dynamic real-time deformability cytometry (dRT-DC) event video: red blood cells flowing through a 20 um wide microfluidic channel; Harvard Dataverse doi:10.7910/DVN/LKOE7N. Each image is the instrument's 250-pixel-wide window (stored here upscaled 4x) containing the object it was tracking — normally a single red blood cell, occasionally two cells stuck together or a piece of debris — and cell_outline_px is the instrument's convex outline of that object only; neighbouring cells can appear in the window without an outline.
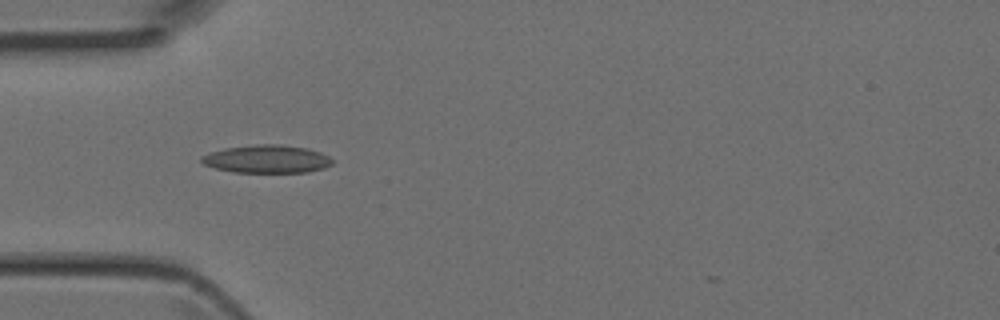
{"species": "Egyptian fruit bat (a non-hibernating species)", "species_latin": "Rousettus aegyptiacus", "temperature_condition": "room temperature", "stored_images_in_passage": 4, "camera_frame_rate_fps": 3000, "um_per_image_px": 0.085, "animal": {"sex": "female"}, "frame": {"image": 1, "passage_image": 3, "time_ms": 0.667, "image_size_px": [1000, 320], "cell_outline_px": [[332, 164], [324, 168], [308, 172], [232, 172], [216, 168], [204, 164], [200, 160], [200, 156], [208, 152], [224, 148], [256, 144], [280, 144], [308, 148], [320, 152], [328, 156], [332, 160]], "centroid_in_image_um": [22.66, 13.51], "position_along_channel_um": 62.3, "area_um2": 21.44}}
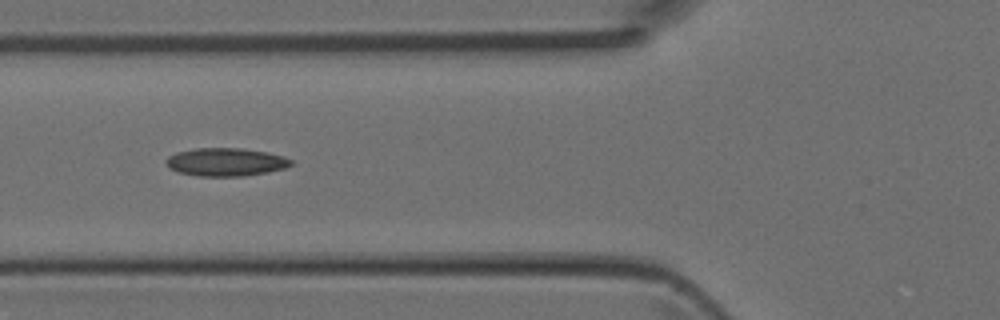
{"frame": {"image": 2, "passage_image": 4, "time_ms": 1.0, "image_size_px": [1000, 320], "cell_outline_px": [[292, 164], [284, 168], [268, 172], [244, 176], [200, 176], [180, 172], [168, 168], [164, 160], [168, 156], [176, 152], [196, 148], [244, 148], [268, 152], [284, 156], [292, 160]], "centroid_in_image_um": [19.19, 13.76], "position_along_channel_um": 106.6, "area_um2": 20.58}}